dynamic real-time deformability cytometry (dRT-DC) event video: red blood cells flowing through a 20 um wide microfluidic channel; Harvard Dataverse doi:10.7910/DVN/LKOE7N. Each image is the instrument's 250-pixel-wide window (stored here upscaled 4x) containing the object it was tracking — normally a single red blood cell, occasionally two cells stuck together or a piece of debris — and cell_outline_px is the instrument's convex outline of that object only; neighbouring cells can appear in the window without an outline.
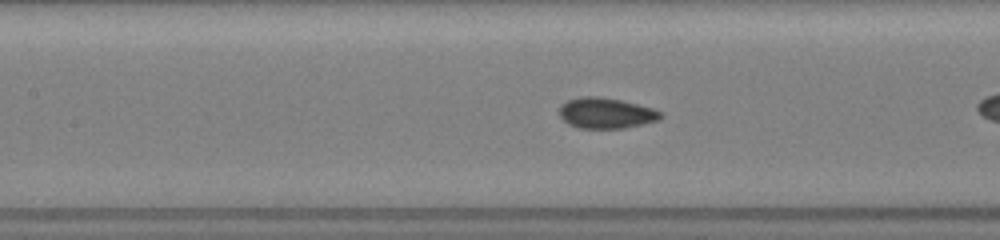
{"species": "common noctule bat (a hibernating species)", "species_latin": "Nyctalus noctula", "temperature_condition": "room temperature", "stored_images_in_passage": 14, "camera_frame_rate_fps": 3000, "um_per_image_px": 0.085, "animal": {"sex": "female", "body_mass_g": 19.5, "forearm_length_mm": 54.1}, "frame": {"image": 1, "passage_image": 7, "time_ms": 2.0, "image_size_px": [1000, 240], "cell_outline_px": [[664, 116], [660, 120], [644, 124], [624, 128], [580, 128], [568, 124], [560, 116], [560, 104], [568, 100], [580, 96], [600, 96], [620, 100], [652, 108], [660, 112]], "centroid_in_image_um": [51.51, 9.61], "position_along_channel_um": 155.9, "area_um2": 18.15}}
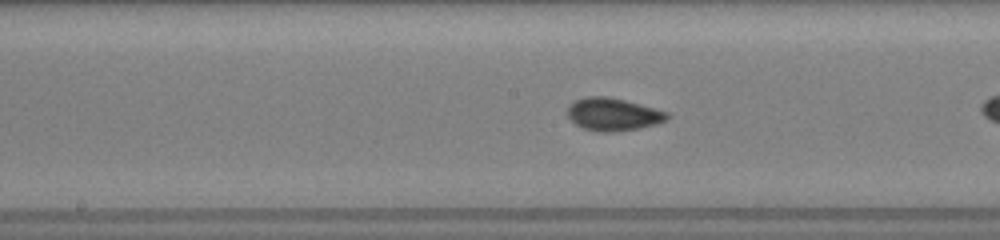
{"frame": {"image": 2, "passage_image": 10, "time_ms": 3.0, "image_size_px": [1000, 240], "cell_outline_px": [[668, 116], [664, 120], [656, 124], [640, 128], [612, 132], [600, 132], [584, 128], [576, 124], [568, 116], [568, 104], [576, 100], [588, 96], [608, 96], [624, 100], [668, 112]], "centroid_in_image_um": [52.08, 9.71], "position_along_channel_um": 196.1, "area_um2": 18.73}}